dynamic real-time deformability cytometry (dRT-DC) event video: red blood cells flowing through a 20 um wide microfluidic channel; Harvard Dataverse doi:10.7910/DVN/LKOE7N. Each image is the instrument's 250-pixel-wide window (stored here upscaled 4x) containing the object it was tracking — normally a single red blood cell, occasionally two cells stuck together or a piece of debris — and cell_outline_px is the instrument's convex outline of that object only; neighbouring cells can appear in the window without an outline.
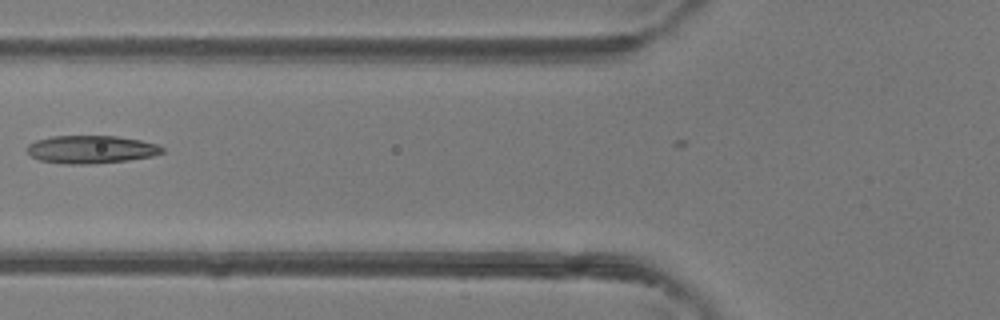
{"species": "common noctule bat (a hibernating species)", "species_latin": "Nyctalus noctula", "temperature_condition": "room temperature", "stored_images_in_passage": 6, "camera_frame_rate_fps": 3000, "um_per_image_px": 0.085, "animal": {"sex": "female"}, "frame": {"image": 1, "passage_image": 6, "time_ms": 1.667, "image_size_px": [1000, 320], "cell_outline_px": [[164, 152], [152, 156], [128, 160], [88, 164], [64, 164], [40, 160], [32, 156], [24, 148], [28, 144], [36, 140], [52, 136], [116, 136], [140, 140], [160, 144], [164, 148]], "centroid_in_image_um": [7.75, 12.7], "position_along_channel_um": 118.1, "area_um2": 22.08}}